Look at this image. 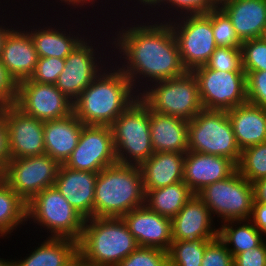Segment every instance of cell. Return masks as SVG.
Instances as JSON below:
<instances>
[{"mask_svg":"<svg viewBox=\"0 0 266 266\" xmlns=\"http://www.w3.org/2000/svg\"><path fill=\"white\" fill-rule=\"evenodd\" d=\"M188 151L227 157L238 164L241 150L227 111L203 109L188 121Z\"/></svg>","mask_w":266,"mask_h":266,"instance_id":"obj_9","label":"cell"},{"mask_svg":"<svg viewBox=\"0 0 266 266\" xmlns=\"http://www.w3.org/2000/svg\"><path fill=\"white\" fill-rule=\"evenodd\" d=\"M11 14L12 13H10L9 11V19L10 18L15 19L14 22L16 20L17 21L20 20L19 25L23 26L24 28L27 27L25 29L30 33V36L34 42L35 50L37 51L38 57H57V58L65 59L76 48V46L79 45L87 37L88 32H89V29L86 26H84L86 25L85 24L86 22L84 20L82 22L81 19L79 20L78 16L77 18L76 16L74 18L76 20L78 19L75 23H78L81 26V28L82 27L83 28L81 29L79 27L78 29L77 26L79 25H75L74 28H76V30H73L74 28L71 27L72 24L70 23L68 24V21L66 25H64L65 24L64 19H63L64 21L63 24L60 23L62 21H59L58 24L56 23V25L53 22L50 23L49 21H47L48 24L46 22V25L44 23L42 26L41 24L43 23V21L42 22L38 21L40 26L37 24L35 25L33 24V26L32 25L30 26L26 23H23L24 25H22V23H20L22 22V20L19 19L21 17L18 16V18L16 19L15 17L13 18V16H15L14 14H12V17H10ZM65 26H67V29ZM68 26L70 28H68ZM82 30L83 32H86L87 35L86 33H83Z\"/></svg>","mask_w":266,"mask_h":266,"instance_id":"obj_16","label":"cell"},{"mask_svg":"<svg viewBox=\"0 0 266 266\" xmlns=\"http://www.w3.org/2000/svg\"><path fill=\"white\" fill-rule=\"evenodd\" d=\"M116 163L111 126L84 124L77 147L64 165L74 170L98 173Z\"/></svg>","mask_w":266,"mask_h":266,"instance_id":"obj_14","label":"cell"},{"mask_svg":"<svg viewBox=\"0 0 266 266\" xmlns=\"http://www.w3.org/2000/svg\"><path fill=\"white\" fill-rule=\"evenodd\" d=\"M236 170L237 165L227 157L187 151L183 181L194 194H198L206 186L229 177Z\"/></svg>","mask_w":266,"mask_h":266,"instance_id":"obj_20","label":"cell"},{"mask_svg":"<svg viewBox=\"0 0 266 266\" xmlns=\"http://www.w3.org/2000/svg\"><path fill=\"white\" fill-rule=\"evenodd\" d=\"M5 2H6V3L9 2V0H8V1H6V0L4 1V0H3V3H5ZM1 3H2V2H1V0H0V6L2 5V6L0 7V9L3 7V4H1Z\"/></svg>","mask_w":266,"mask_h":266,"instance_id":"obj_54","label":"cell"},{"mask_svg":"<svg viewBox=\"0 0 266 266\" xmlns=\"http://www.w3.org/2000/svg\"><path fill=\"white\" fill-rule=\"evenodd\" d=\"M254 200L266 204V177L253 182Z\"/></svg>","mask_w":266,"mask_h":266,"instance_id":"obj_48","label":"cell"},{"mask_svg":"<svg viewBox=\"0 0 266 266\" xmlns=\"http://www.w3.org/2000/svg\"><path fill=\"white\" fill-rule=\"evenodd\" d=\"M138 97L129 78L111 61L73 101V113L85 125L111 126Z\"/></svg>","mask_w":266,"mask_h":266,"instance_id":"obj_2","label":"cell"},{"mask_svg":"<svg viewBox=\"0 0 266 266\" xmlns=\"http://www.w3.org/2000/svg\"><path fill=\"white\" fill-rule=\"evenodd\" d=\"M201 266H234V258L226 245L217 237L206 246Z\"/></svg>","mask_w":266,"mask_h":266,"instance_id":"obj_41","label":"cell"},{"mask_svg":"<svg viewBox=\"0 0 266 266\" xmlns=\"http://www.w3.org/2000/svg\"><path fill=\"white\" fill-rule=\"evenodd\" d=\"M83 125L74 113L61 119L44 121L45 153L64 164L77 147Z\"/></svg>","mask_w":266,"mask_h":266,"instance_id":"obj_23","label":"cell"},{"mask_svg":"<svg viewBox=\"0 0 266 266\" xmlns=\"http://www.w3.org/2000/svg\"><path fill=\"white\" fill-rule=\"evenodd\" d=\"M98 173L60 165L54 186L85 219L94 217V190Z\"/></svg>","mask_w":266,"mask_h":266,"instance_id":"obj_22","label":"cell"},{"mask_svg":"<svg viewBox=\"0 0 266 266\" xmlns=\"http://www.w3.org/2000/svg\"><path fill=\"white\" fill-rule=\"evenodd\" d=\"M176 38L181 62L187 71L204 66L217 48L208 14L185 15L169 21Z\"/></svg>","mask_w":266,"mask_h":266,"instance_id":"obj_11","label":"cell"},{"mask_svg":"<svg viewBox=\"0 0 266 266\" xmlns=\"http://www.w3.org/2000/svg\"><path fill=\"white\" fill-rule=\"evenodd\" d=\"M117 163L140 166L153 153L150 109L138 97L111 125Z\"/></svg>","mask_w":266,"mask_h":266,"instance_id":"obj_5","label":"cell"},{"mask_svg":"<svg viewBox=\"0 0 266 266\" xmlns=\"http://www.w3.org/2000/svg\"><path fill=\"white\" fill-rule=\"evenodd\" d=\"M212 30L217 47L241 48L230 18L221 8L212 9Z\"/></svg>","mask_w":266,"mask_h":266,"instance_id":"obj_35","label":"cell"},{"mask_svg":"<svg viewBox=\"0 0 266 266\" xmlns=\"http://www.w3.org/2000/svg\"><path fill=\"white\" fill-rule=\"evenodd\" d=\"M214 239L173 240L167 251L169 266H201L206 246Z\"/></svg>","mask_w":266,"mask_h":266,"instance_id":"obj_32","label":"cell"},{"mask_svg":"<svg viewBox=\"0 0 266 266\" xmlns=\"http://www.w3.org/2000/svg\"><path fill=\"white\" fill-rule=\"evenodd\" d=\"M16 23H13L15 27L5 38L0 61L9 76L18 84L33 75L38 55L30 33L23 26L17 28L19 21Z\"/></svg>","mask_w":266,"mask_h":266,"instance_id":"obj_19","label":"cell"},{"mask_svg":"<svg viewBox=\"0 0 266 266\" xmlns=\"http://www.w3.org/2000/svg\"><path fill=\"white\" fill-rule=\"evenodd\" d=\"M139 247L124 220L118 217L85 219L78 253L89 266H117Z\"/></svg>","mask_w":266,"mask_h":266,"instance_id":"obj_4","label":"cell"},{"mask_svg":"<svg viewBox=\"0 0 266 266\" xmlns=\"http://www.w3.org/2000/svg\"><path fill=\"white\" fill-rule=\"evenodd\" d=\"M0 114L7 124L10 159L45 153L44 121L25 114L15 104L0 108Z\"/></svg>","mask_w":266,"mask_h":266,"instance_id":"obj_17","label":"cell"},{"mask_svg":"<svg viewBox=\"0 0 266 266\" xmlns=\"http://www.w3.org/2000/svg\"><path fill=\"white\" fill-rule=\"evenodd\" d=\"M64 266H89L85 259L77 252Z\"/></svg>","mask_w":266,"mask_h":266,"instance_id":"obj_50","label":"cell"},{"mask_svg":"<svg viewBox=\"0 0 266 266\" xmlns=\"http://www.w3.org/2000/svg\"><path fill=\"white\" fill-rule=\"evenodd\" d=\"M60 165L46 153L10 159L0 176L28 203L40 191L54 186Z\"/></svg>","mask_w":266,"mask_h":266,"instance_id":"obj_13","label":"cell"},{"mask_svg":"<svg viewBox=\"0 0 266 266\" xmlns=\"http://www.w3.org/2000/svg\"><path fill=\"white\" fill-rule=\"evenodd\" d=\"M89 35L65 58L63 71L60 73L55 83V86L71 101H74L83 92L104 68L110 64L112 61L111 58H113L110 55V52L111 54L113 52L109 50L112 48L110 35L103 40L104 43H106L105 46L107 49L103 46L102 40L100 41L101 43H99L98 38H92L91 35H93V32ZM106 39H108V41ZM104 51L106 52L104 53Z\"/></svg>","mask_w":266,"mask_h":266,"instance_id":"obj_7","label":"cell"},{"mask_svg":"<svg viewBox=\"0 0 266 266\" xmlns=\"http://www.w3.org/2000/svg\"><path fill=\"white\" fill-rule=\"evenodd\" d=\"M206 66L219 71H244L241 48L217 47Z\"/></svg>","mask_w":266,"mask_h":266,"instance_id":"obj_38","label":"cell"},{"mask_svg":"<svg viewBox=\"0 0 266 266\" xmlns=\"http://www.w3.org/2000/svg\"><path fill=\"white\" fill-rule=\"evenodd\" d=\"M56 2L55 3H59L58 4V6H61V4H62V6L63 5H66L67 4V8L69 9L70 7H72V8H70L68 11L69 12H71V10L73 9V11L74 10H76V8H78L77 10V15H79V10H82V8L83 9H87L88 11H89V9H88V7L90 6V7H94V6H99V2H97V1H99V0H55ZM59 1V2H58ZM95 3H98V4H95ZM94 4V5H93ZM86 5V6H85ZM93 5V6H92ZM85 7V8H84ZM80 8V9H79Z\"/></svg>","mask_w":266,"mask_h":266,"instance_id":"obj_47","label":"cell"},{"mask_svg":"<svg viewBox=\"0 0 266 266\" xmlns=\"http://www.w3.org/2000/svg\"><path fill=\"white\" fill-rule=\"evenodd\" d=\"M220 8L241 41L260 38L266 26V0H231Z\"/></svg>","mask_w":266,"mask_h":266,"instance_id":"obj_26","label":"cell"},{"mask_svg":"<svg viewBox=\"0 0 266 266\" xmlns=\"http://www.w3.org/2000/svg\"><path fill=\"white\" fill-rule=\"evenodd\" d=\"M5 15V16H4ZM4 17H6L4 19ZM2 18V20H0V55H1V51L3 48V44L5 41V38L7 37L8 33L13 29L12 27H14L11 23H5V20H9L7 19L6 13L0 16V19ZM4 19V22H3ZM6 24V25H5ZM9 24V25H7ZM11 25V26H10Z\"/></svg>","mask_w":266,"mask_h":266,"instance_id":"obj_49","label":"cell"},{"mask_svg":"<svg viewBox=\"0 0 266 266\" xmlns=\"http://www.w3.org/2000/svg\"><path fill=\"white\" fill-rule=\"evenodd\" d=\"M260 39H262L264 42H266V26L263 28Z\"/></svg>","mask_w":266,"mask_h":266,"instance_id":"obj_53","label":"cell"},{"mask_svg":"<svg viewBox=\"0 0 266 266\" xmlns=\"http://www.w3.org/2000/svg\"><path fill=\"white\" fill-rule=\"evenodd\" d=\"M125 1V2H124ZM126 1H128V3L131 1L132 2V0H123V3H121V2H119L122 6V8H124L123 6L126 4ZM137 2V3H136ZM136 3V4H135ZM133 5H134V7H132V5H131V7L129 6V10L131 9L132 11H131V14L133 13V10L135 11V9L137 8V10L135 11L136 13H138V16H139V18H141V16H142V13L141 14H139V12H137L138 11V8L141 10L142 9V11L143 12H145L146 11V13H143V16H142V18H144V17H146L147 16V18H148V16L150 17V15L152 16V13L150 12V11H154L153 13H155V10H157V9H159L163 4H164V0H133V3H132ZM139 4V5H138ZM158 6V7H157ZM142 7V8H141ZM132 8H134V9H132ZM151 9V10H150ZM148 13V14H147ZM145 15V16H144Z\"/></svg>","mask_w":266,"mask_h":266,"instance_id":"obj_45","label":"cell"},{"mask_svg":"<svg viewBox=\"0 0 266 266\" xmlns=\"http://www.w3.org/2000/svg\"><path fill=\"white\" fill-rule=\"evenodd\" d=\"M218 238L226 245L233 257L259 246L265 240L250 220L222 223L218 227Z\"/></svg>","mask_w":266,"mask_h":266,"instance_id":"obj_30","label":"cell"},{"mask_svg":"<svg viewBox=\"0 0 266 266\" xmlns=\"http://www.w3.org/2000/svg\"><path fill=\"white\" fill-rule=\"evenodd\" d=\"M15 105L25 114L42 121L61 119L73 113V101L55 84L30 79L17 84Z\"/></svg>","mask_w":266,"mask_h":266,"instance_id":"obj_15","label":"cell"},{"mask_svg":"<svg viewBox=\"0 0 266 266\" xmlns=\"http://www.w3.org/2000/svg\"><path fill=\"white\" fill-rule=\"evenodd\" d=\"M213 8L214 7L208 0H164V4L157 9L155 13H152L150 18L169 22L175 18L185 15L208 14ZM159 10L161 11V14H159ZM153 14L155 15L153 16Z\"/></svg>","mask_w":266,"mask_h":266,"instance_id":"obj_34","label":"cell"},{"mask_svg":"<svg viewBox=\"0 0 266 266\" xmlns=\"http://www.w3.org/2000/svg\"><path fill=\"white\" fill-rule=\"evenodd\" d=\"M192 73L198 81L203 109L228 111L247 102L245 71L212 70L204 65Z\"/></svg>","mask_w":266,"mask_h":266,"instance_id":"obj_12","label":"cell"},{"mask_svg":"<svg viewBox=\"0 0 266 266\" xmlns=\"http://www.w3.org/2000/svg\"><path fill=\"white\" fill-rule=\"evenodd\" d=\"M219 224L227 221L250 220L254 187L237 170L229 177L211 183L197 194Z\"/></svg>","mask_w":266,"mask_h":266,"instance_id":"obj_10","label":"cell"},{"mask_svg":"<svg viewBox=\"0 0 266 266\" xmlns=\"http://www.w3.org/2000/svg\"><path fill=\"white\" fill-rule=\"evenodd\" d=\"M0 266H12V258L11 259L0 258Z\"/></svg>","mask_w":266,"mask_h":266,"instance_id":"obj_52","label":"cell"},{"mask_svg":"<svg viewBox=\"0 0 266 266\" xmlns=\"http://www.w3.org/2000/svg\"><path fill=\"white\" fill-rule=\"evenodd\" d=\"M241 151L266 142V108L246 102L227 111Z\"/></svg>","mask_w":266,"mask_h":266,"instance_id":"obj_24","label":"cell"},{"mask_svg":"<svg viewBox=\"0 0 266 266\" xmlns=\"http://www.w3.org/2000/svg\"><path fill=\"white\" fill-rule=\"evenodd\" d=\"M250 221L261 232V234L264 237H266V204L265 203L256 202L254 200Z\"/></svg>","mask_w":266,"mask_h":266,"instance_id":"obj_46","label":"cell"},{"mask_svg":"<svg viewBox=\"0 0 266 266\" xmlns=\"http://www.w3.org/2000/svg\"><path fill=\"white\" fill-rule=\"evenodd\" d=\"M37 244L27 256L12 259V266H64L78 252V242L69 238L46 236Z\"/></svg>","mask_w":266,"mask_h":266,"instance_id":"obj_28","label":"cell"},{"mask_svg":"<svg viewBox=\"0 0 266 266\" xmlns=\"http://www.w3.org/2000/svg\"><path fill=\"white\" fill-rule=\"evenodd\" d=\"M17 84L0 61V108L15 104Z\"/></svg>","mask_w":266,"mask_h":266,"instance_id":"obj_43","label":"cell"},{"mask_svg":"<svg viewBox=\"0 0 266 266\" xmlns=\"http://www.w3.org/2000/svg\"><path fill=\"white\" fill-rule=\"evenodd\" d=\"M237 171L250 183L266 177V142L241 151Z\"/></svg>","mask_w":266,"mask_h":266,"instance_id":"obj_33","label":"cell"},{"mask_svg":"<svg viewBox=\"0 0 266 266\" xmlns=\"http://www.w3.org/2000/svg\"><path fill=\"white\" fill-rule=\"evenodd\" d=\"M241 52L244 71L266 70V42L262 39L242 41Z\"/></svg>","mask_w":266,"mask_h":266,"instance_id":"obj_36","label":"cell"},{"mask_svg":"<svg viewBox=\"0 0 266 266\" xmlns=\"http://www.w3.org/2000/svg\"><path fill=\"white\" fill-rule=\"evenodd\" d=\"M117 266H169L168 252L157 248L138 247Z\"/></svg>","mask_w":266,"mask_h":266,"instance_id":"obj_37","label":"cell"},{"mask_svg":"<svg viewBox=\"0 0 266 266\" xmlns=\"http://www.w3.org/2000/svg\"><path fill=\"white\" fill-rule=\"evenodd\" d=\"M151 143L156 152L188 151V121L150 110Z\"/></svg>","mask_w":266,"mask_h":266,"instance_id":"obj_25","label":"cell"},{"mask_svg":"<svg viewBox=\"0 0 266 266\" xmlns=\"http://www.w3.org/2000/svg\"><path fill=\"white\" fill-rule=\"evenodd\" d=\"M245 73L247 102L266 108V70Z\"/></svg>","mask_w":266,"mask_h":266,"instance_id":"obj_40","label":"cell"},{"mask_svg":"<svg viewBox=\"0 0 266 266\" xmlns=\"http://www.w3.org/2000/svg\"><path fill=\"white\" fill-rule=\"evenodd\" d=\"M65 59L57 57H38L31 81L38 83L55 84L63 71Z\"/></svg>","mask_w":266,"mask_h":266,"instance_id":"obj_39","label":"cell"},{"mask_svg":"<svg viewBox=\"0 0 266 266\" xmlns=\"http://www.w3.org/2000/svg\"><path fill=\"white\" fill-rule=\"evenodd\" d=\"M47 230L48 237L79 241L85 218L55 186L40 191L27 203V222ZM33 221V222H32ZM32 222V223H31Z\"/></svg>","mask_w":266,"mask_h":266,"instance_id":"obj_6","label":"cell"},{"mask_svg":"<svg viewBox=\"0 0 266 266\" xmlns=\"http://www.w3.org/2000/svg\"><path fill=\"white\" fill-rule=\"evenodd\" d=\"M234 266H266V239L257 247L237 254Z\"/></svg>","mask_w":266,"mask_h":266,"instance_id":"obj_42","label":"cell"},{"mask_svg":"<svg viewBox=\"0 0 266 266\" xmlns=\"http://www.w3.org/2000/svg\"><path fill=\"white\" fill-rule=\"evenodd\" d=\"M9 160L7 124L4 117L0 114V175L4 172Z\"/></svg>","mask_w":266,"mask_h":266,"instance_id":"obj_44","label":"cell"},{"mask_svg":"<svg viewBox=\"0 0 266 266\" xmlns=\"http://www.w3.org/2000/svg\"><path fill=\"white\" fill-rule=\"evenodd\" d=\"M139 97L151 111L187 121L203 110L198 81L190 71L176 78L150 84Z\"/></svg>","mask_w":266,"mask_h":266,"instance_id":"obj_8","label":"cell"},{"mask_svg":"<svg viewBox=\"0 0 266 266\" xmlns=\"http://www.w3.org/2000/svg\"><path fill=\"white\" fill-rule=\"evenodd\" d=\"M144 203L143 176L139 166L116 163L98 172L94 217L121 218Z\"/></svg>","mask_w":266,"mask_h":266,"instance_id":"obj_3","label":"cell"},{"mask_svg":"<svg viewBox=\"0 0 266 266\" xmlns=\"http://www.w3.org/2000/svg\"><path fill=\"white\" fill-rule=\"evenodd\" d=\"M192 196V190L181 181L146 191L144 204L161 216L172 219Z\"/></svg>","mask_w":266,"mask_h":266,"instance_id":"obj_29","label":"cell"},{"mask_svg":"<svg viewBox=\"0 0 266 266\" xmlns=\"http://www.w3.org/2000/svg\"><path fill=\"white\" fill-rule=\"evenodd\" d=\"M120 15L130 19L121 20V27L118 22L115 32L110 30L112 51L115 53L111 55L116 56L112 60L129 78L138 94L154 82L176 78L187 72L169 22L147 17L140 19L135 12L132 14L134 19L128 12Z\"/></svg>","mask_w":266,"mask_h":266,"instance_id":"obj_1","label":"cell"},{"mask_svg":"<svg viewBox=\"0 0 266 266\" xmlns=\"http://www.w3.org/2000/svg\"><path fill=\"white\" fill-rule=\"evenodd\" d=\"M171 230L172 240L186 241L218 237L214 218L197 194H194L171 219Z\"/></svg>","mask_w":266,"mask_h":266,"instance_id":"obj_21","label":"cell"},{"mask_svg":"<svg viewBox=\"0 0 266 266\" xmlns=\"http://www.w3.org/2000/svg\"><path fill=\"white\" fill-rule=\"evenodd\" d=\"M27 224V203L0 176V238Z\"/></svg>","mask_w":266,"mask_h":266,"instance_id":"obj_31","label":"cell"},{"mask_svg":"<svg viewBox=\"0 0 266 266\" xmlns=\"http://www.w3.org/2000/svg\"><path fill=\"white\" fill-rule=\"evenodd\" d=\"M139 247L168 251L172 243L171 219L161 216L145 204L121 217Z\"/></svg>","mask_w":266,"mask_h":266,"instance_id":"obj_18","label":"cell"},{"mask_svg":"<svg viewBox=\"0 0 266 266\" xmlns=\"http://www.w3.org/2000/svg\"><path fill=\"white\" fill-rule=\"evenodd\" d=\"M214 8H220L223 4L231 0H208Z\"/></svg>","mask_w":266,"mask_h":266,"instance_id":"obj_51","label":"cell"},{"mask_svg":"<svg viewBox=\"0 0 266 266\" xmlns=\"http://www.w3.org/2000/svg\"><path fill=\"white\" fill-rule=\"evenodd\" d=\"M185 153L156 152L139 167L144 192L183 181Z\"/></svg>","mask_w":266,"mask_h":266,"instance_id":"obj_27","label":"cell"}]
</instances>
